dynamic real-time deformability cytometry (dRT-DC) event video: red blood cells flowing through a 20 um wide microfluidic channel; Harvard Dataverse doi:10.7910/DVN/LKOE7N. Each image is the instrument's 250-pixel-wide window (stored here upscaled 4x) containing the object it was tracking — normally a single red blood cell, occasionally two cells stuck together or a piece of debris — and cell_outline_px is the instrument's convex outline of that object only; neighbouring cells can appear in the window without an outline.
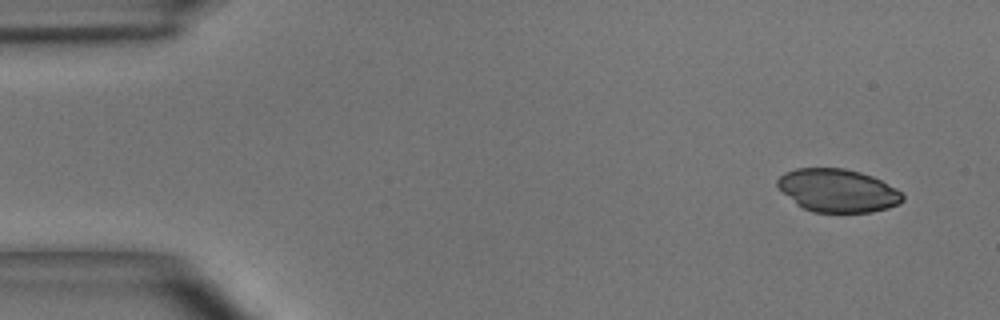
{"species": "common noctule bat (a hibernating species)", "species_latin": "Nyctalus noctula", "temperature_condition": "room temperature", "stored_images_in_passage": 3, "camera_frame_rate_fps": 3000, "um_per_image_px": 0.085, "animal": {"sex": "male", "body_mass_g": 15.6}, "frame": {"image": 1, "passage_image": 1, "time_ms": 0.0, "image_size_px": [1000, 320], "cell_outline_px": [[904, 200], [900, 204], [888, 208], [872, 212], [812, 212], [796, 204], [776, 184], [776, 180], [784, 172], [796, 168], [844, 168], [860, 172], [872, 176], [896, 188], [904, 196]], "centroid_in_image_um": [71.22, 16.19], "position_along_channel_um": 13.8, "area_um2": 31.39}}